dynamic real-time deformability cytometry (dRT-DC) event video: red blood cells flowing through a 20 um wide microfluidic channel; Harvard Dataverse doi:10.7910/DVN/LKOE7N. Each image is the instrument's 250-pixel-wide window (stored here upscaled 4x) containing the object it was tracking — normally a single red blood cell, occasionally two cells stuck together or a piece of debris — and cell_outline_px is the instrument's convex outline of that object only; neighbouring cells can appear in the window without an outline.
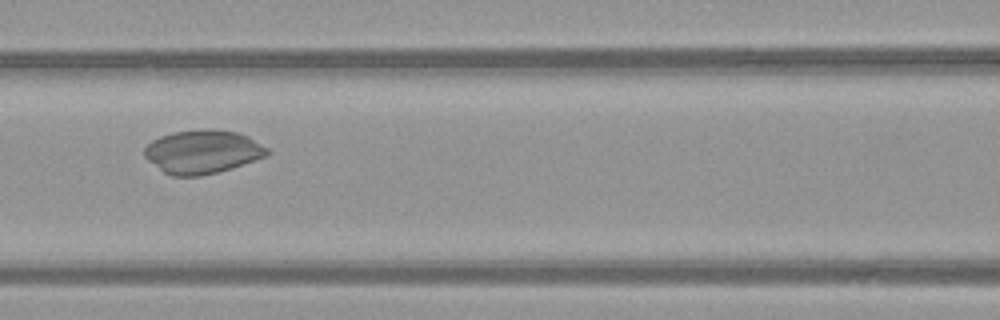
{"species": "common noctule bat (a hibernating species)", "species_latin": "Nyctalus noctula", "temperature_condition": "warm", "stored_images_in_passage": 40, "camera_frame_rate_fps": 3000, "um_per_image_px": 0.085, "animal": {"sex": "female", "body_mass_g": 21.9}, "frame": {"image": 1, "passage_image": 20, "time_ms": 6.333, "image_size_px": [1000, 320], "cell_outline_px": [[268, 156], [232, 168], [200, 176], [172, 176], [164, 172], [148, 160], [144, 156], [144, 148], [152, 140], [160, 136], [172, 132], [200, 128], [236, 132], [248, 136], [268, 148]], "centroid_in_image_um": [17.21, 12.89], "position_along_channel_um": 149.4, "area_um2": 31.15}}
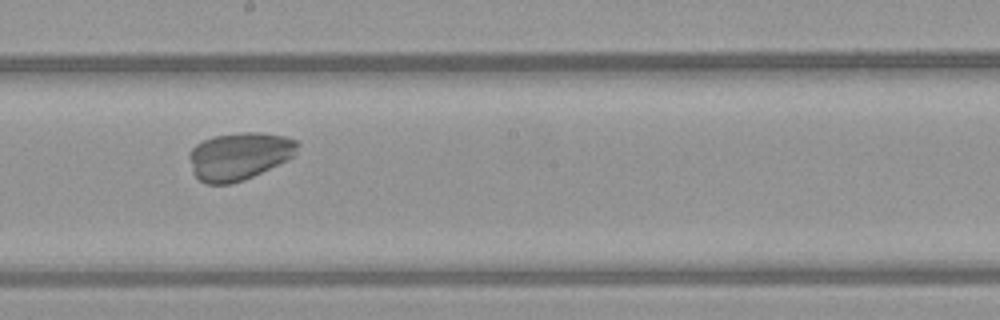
{"frame": {"image": 2, "passage_image": 26, "time_ms": 8.333, "image_size_px": [1000, 320], "cell_outline_px": [[300, 144], [296, 152], [288, 160], [244, 180], [232, 184], [208, 184], [200, 180], [192, 172], [188, 156], [188, 152], [196, 144], [204, 140], [216, 136], [240, 132], [260, 132], [284, 136], [296, 140]], "centroid_in_image_um": [20.32, 13.27], "position_along_channel_um": 227.9, "area_um2": 30.11}}
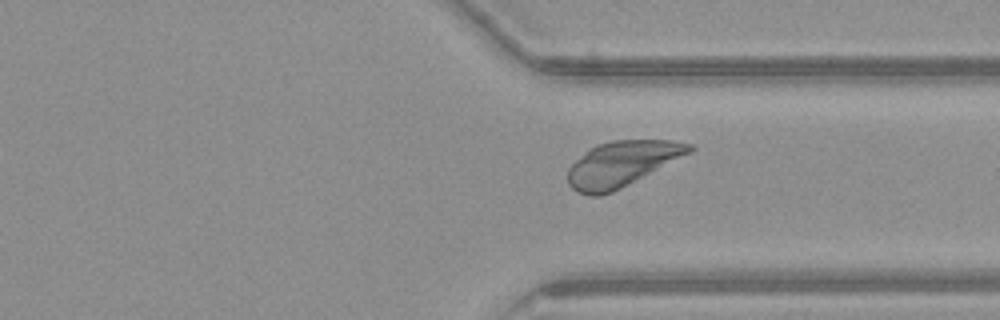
{"frame": {"image": 3, "passage_image": 36, "time_ms": 11.667, "image_size_px": [1000, 320], "cell_outline_px": [[696, 148], [692, 152], [612, 192], [600, 196], [588, 196], [576, 192], [568, 184], [568, 168], [584, 152], [600, 144], [612, 140], [672, 140], [692, 144]], "centroid_in_image_um": [52.86, 13.93], "position_along_channel_um": 358.5, "area_um2": 31.91}}